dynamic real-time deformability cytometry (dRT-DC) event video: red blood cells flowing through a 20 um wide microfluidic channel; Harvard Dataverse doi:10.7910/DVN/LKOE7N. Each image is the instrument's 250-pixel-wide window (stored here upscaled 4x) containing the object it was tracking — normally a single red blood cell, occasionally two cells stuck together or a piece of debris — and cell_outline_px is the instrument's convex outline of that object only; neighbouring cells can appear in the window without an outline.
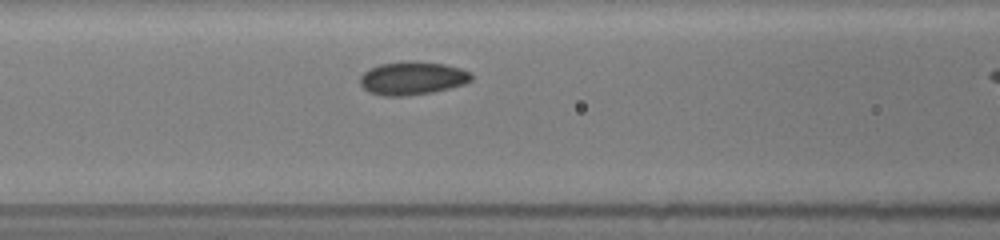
{"species": "common noctule bat (a hibernating species)", "species_latin": "Nyctalus noctula", "temperature_condition": "room temperature", "stored_images_in_passage": 4, "camera_frame_rate_fps": 3000, "um_per_image_px": 0.085, "animal": {"sex": "female", "body_mass_g": 19.5, "forearm_length_mm": 54.1}, "frame": {"image": 1, "passage_image": 3, "time_ms": 1.333, "image_size_px": [1000, 240], "cell_outline_px": [[472, 80], [464, 84], [432, 92], [404, 96], [384, 96], [368, 92], [360, 84], [360, 76], [368, 68], [380, 64], [404, 60], [412, 60], [444, 64], [460, 68], [472, 72]], "centroid_in_image_um": [35.03, 6.63], "position_along_channel_um": 131.6, "area_um2": 21.79}}